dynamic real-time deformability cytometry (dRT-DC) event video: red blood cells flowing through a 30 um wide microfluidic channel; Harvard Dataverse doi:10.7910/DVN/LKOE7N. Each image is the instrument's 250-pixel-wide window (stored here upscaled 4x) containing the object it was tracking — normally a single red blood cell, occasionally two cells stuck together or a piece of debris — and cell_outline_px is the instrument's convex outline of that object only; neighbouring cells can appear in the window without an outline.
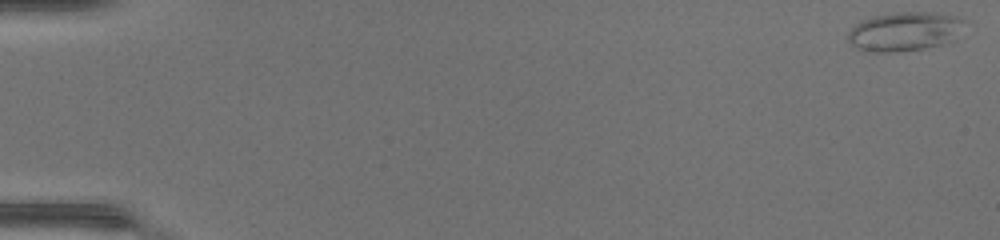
{"species": "common noctule bat (a hibernating species)", "species_latin": "Nyctalus noctula", "temperature_condition": "warm", "stored_images_in_passage": 48, "camera_frame_rate_fps": 3000, "um_per_image_px": 0.085, "animal": {"sex": "female", "body_mass_g": 17.0, "forearm_length_mm": 48.0}, "frame": {"image": 1, "passage_image": 1, "time_ms": 0.0, "image_size_px": [1000, 240], "cell_outline_px": [[968, 20], [956, 40], [944, 44], [924, 48], [888, 52], [868, 52], [852, 44], [848, 40], [848, 32], [856, 24], [872, 16], [896, 12], [932, 12], [956, 16]], "centroid_in_image_um": [76.97, 2.66], "position_along_channel_um": 8.0, "area_um2": 26.7}}
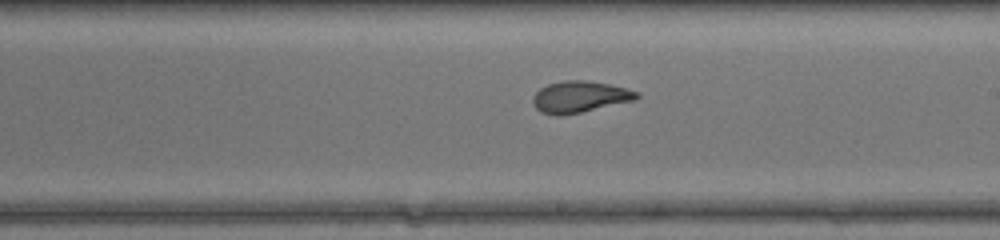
{"frame": {"image": 2, "passage_image": 29, "time_ms": 9.333, "image_size_px": [1000, 240], "cell_outline_px": [[640, 96], [636, 100], [580, 112], [560, 116], [556, 116], [540, 112], [536, 108], [532, 100], [532, 96], [540, 88], [548, 84], [564, 80], [588, 80], [608, 84], [640, 92]], "centroid_in_image_um": [49.27, 8.23], "position_along_channel_um": 239.7, "area_um2": 19.07}}
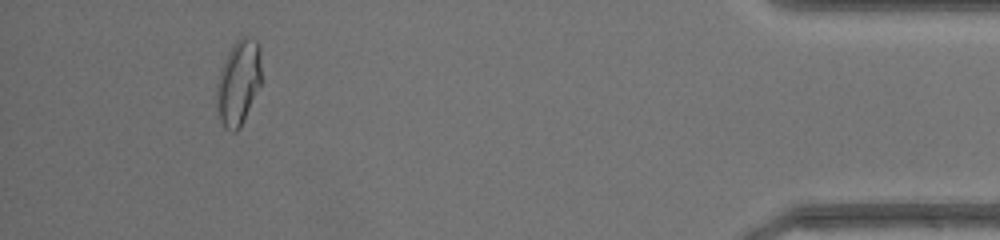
{"frame": {"image": 3, "passage_image": 45, "time_ms": 14.667, "image_size_px": [1000, 240], "cell_outline_px": [[264, 80], [240, 128], [236, 132], [232, 132], [224, 128], [220, 120], [216, 104], [216, 84], [224, 60], [228, 52], [236, 40], [240, 36], [244, 36], [256, 40], [260, 48]], "centroid_in_image_um": [20.31, 7.02], "position_along_channel_um": 414.9, "area_um2": 22.95}, "authors_computed_cell_mechanics": {"area_um2": 20.5768, "velocity_mm_per_s": 4.4066, "shape_relaxation_time_tau1_ms": null, "shape_relaxation_time_tau2_ms": 1.0042, "deformation_change_tau1": null, "deformation_change_tau2": 0.0724}}